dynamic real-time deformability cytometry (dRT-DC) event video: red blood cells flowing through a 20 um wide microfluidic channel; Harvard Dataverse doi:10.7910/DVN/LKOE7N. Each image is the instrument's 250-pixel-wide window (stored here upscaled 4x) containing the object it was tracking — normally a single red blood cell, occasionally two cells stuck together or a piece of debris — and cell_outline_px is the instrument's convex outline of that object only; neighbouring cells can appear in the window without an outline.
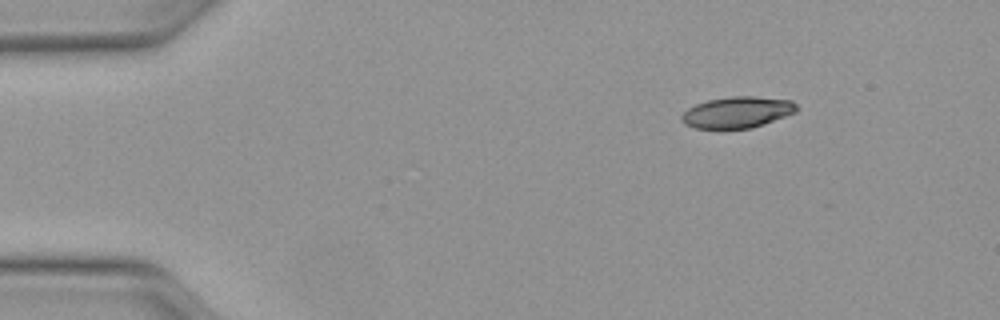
{"species": "Egyptian fruit bat (a non-hibernating species)", "species_latin": "Rousettus aegyptiacus", "temperature_condition": "warm", "stored_images_in_passage": 44, "camera_frame_rate_fps": 3000, "um_per_image_px": 0.085, "animal": {"sex": "female"}, "frame": {"image": 1, "passage_image": 1, "time_ms": 0.0, "image_size_px": [1000, 320], "cell_outline_px": [[796, 112], [764, 124], [752, 128], [696, 128], [684, 124], [680, 120], [680, 116], [688, 108], [696, 104], [708, 100], [732, 96], [752, 96], [792, 100], [796, 104]], "centroid_in_image_um": [62.65, 9.54], "position_along_channel_um": 22.3, "area_um2": 20.87}}
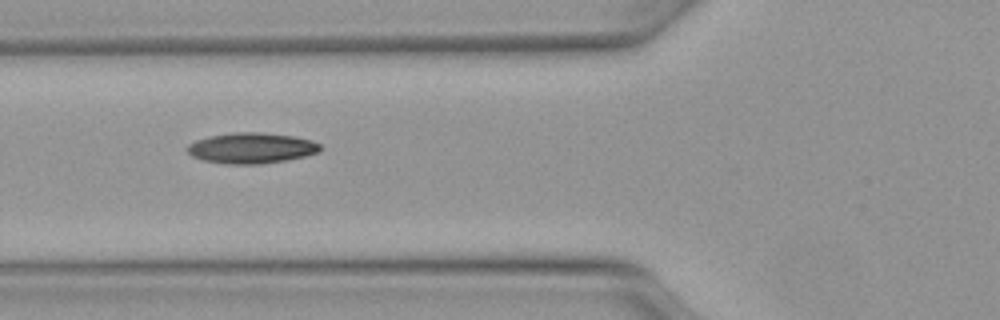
{"frame": {"image": 2, "passage_image": 13, "time_ms": 4.0, "image_size_px": [1000, 320], "cell_outline_px": [[320, 152], [288, 160], [260, 164], [224, 164], [204, 160], [192, 156], [184, 148], [188, 144], [196, 140], [208, 136], [232, 132], [260, 132], [292, 136], [312, 140], [320, 144]], "centroid_in_image_um": [21.34, 12.58], "position_along_channel_um": 104.5, "area_um2": 23.93}}
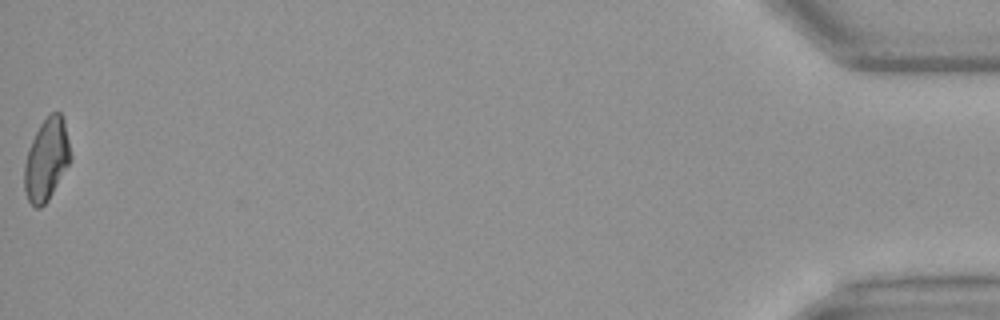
{"frame": {"image": 3, "passage_image": 44, "time_ms": 14.333, "image_size_px": [1000, 320], "cell_outline_px": [[72, 160], [48, 200], [40, 208], [36, 208], [28, 200], [24, 188], [24, 164], [28, 148], [40, 124], [52, 112], [60, 112], [64, 120], [72, 156]], "centroid_in_image_um": [3.96, 13.57], "position_along_channel_um": 431.2, "area_um2": 22.08}, "authors_computed_cell_mechanics": {"area_um2": 22.1952, "velocity_mm_per_s": 4.1293, "shape_relaxation_time_tau1_ms": 5.4403, "shape_relaxation_time_tau2_ms": 3.0947, "deformation_change_tau1": 0.1691, "deformation_change_tau2": 0.099}}